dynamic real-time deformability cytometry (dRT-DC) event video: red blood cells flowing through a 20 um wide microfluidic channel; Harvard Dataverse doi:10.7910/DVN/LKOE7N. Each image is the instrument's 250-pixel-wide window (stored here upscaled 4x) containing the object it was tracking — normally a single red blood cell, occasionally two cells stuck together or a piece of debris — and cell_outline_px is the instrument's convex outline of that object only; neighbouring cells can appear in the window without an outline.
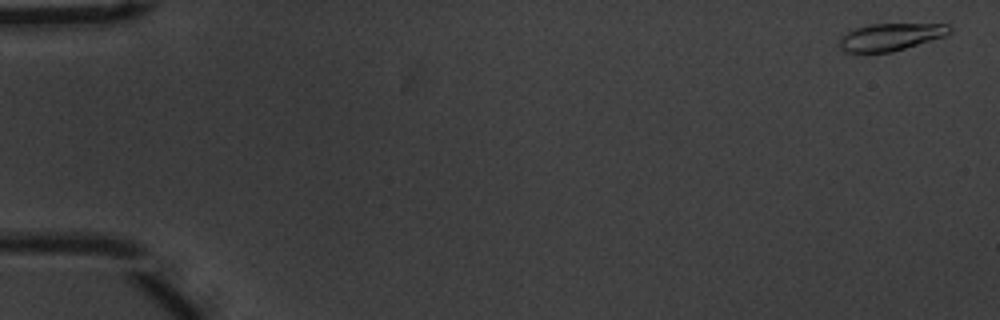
{"species": "common noctule bat (a hibernating species)", "species_latin": "Nyctalus noctula", "temperature_condition": "warm", "stored_images_in_passage": 55, "camera_frame_rate_fps": 3000, "um_per_image_px": 0.085, "animal": {"sex": "male", "body_mass_g": 20.1, "forearm_length_mm": 53.5}, "frame": {"image": 1, "passage_image": 1, "time_ms": 0.0, "image_size_px": [1000, 320], "cell_outline_px": [[952, 32], [944, 36], [892, 52], [844, 52], [840, 48], [840, 36], [856, 28], [872, 24], [948, 24], [952, 28]], "centroid_in_image_um": [75.71, 3.14], "position_along_channel_um": 9.3, "area_um2": 17.34}}
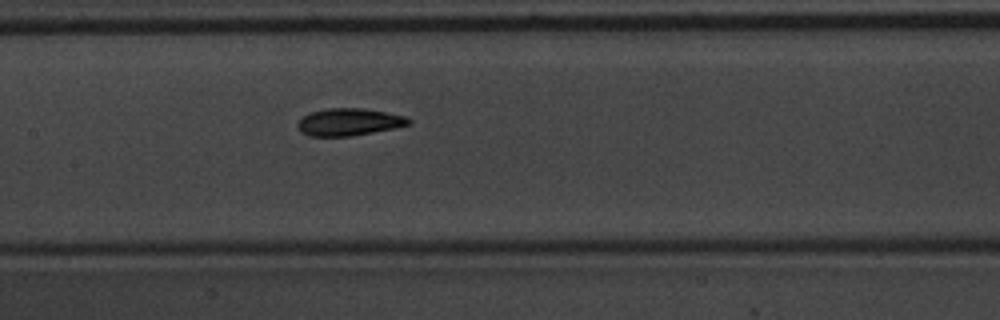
{"frame": {"image": 2, "passage_image": 27, "time_ms": 8.667, "image_size_px": [1000, 320], "cell_outline_px": [[412, 124], [352, 136], [308, 136], [300, 132], [296, 124], [300, 116], [312, 112], [328, 108], [364, 108], [388, 112], [404, 116], [412, 120]], "centroid_in_image_um": [29.63, 10.36], "position_along_channel_um": 177.8, "area_um2": 17.8}}
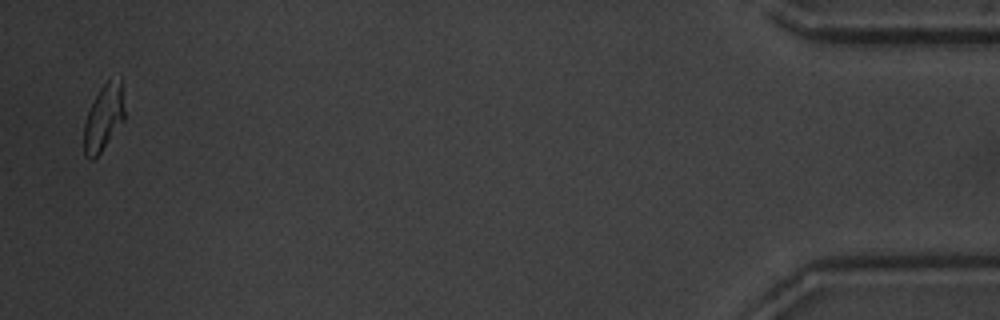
{"frame": {"image": 3, "passage_image": 54, "time_ms": 17.667, "image_size_px": [1000, 320], "cell_outline_px": [[124, 120], [100, 152], [92, 160], [88, 160], [84, 156], [84, 124], [88, 112], [100, 88], [108, 76], [120, 76], [124, 108]], "centroid_in_image_um": [8.81, 9.95], "position_along_channel_um": 426.4, "area_um2": 15.72}, "authors_computed_cell_mechanics": {"area_um2": 17.4556, "velocity_mm_per_s": 3.6777, "shape_relaxation_time_tau1_ms": 3.095, "shape_relaxation_time_tau2_ms": 3.7649, "deformation_change_tau1": 0.1358, "deformation_change_tau2": 0.089}}